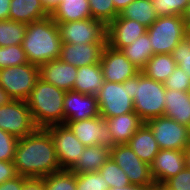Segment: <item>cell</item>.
Returning <instances> with one entry per match:
<instances>
[{"label":"cell","mask_w":190,"mask_h":190,"mask_svg":"<svg viewBox=\"0 0 190 190\" xmlns=\"http://www.w3.org/2000/svg\"><path fill=\"white\" fill-rule=\"evenodd\" d=\"M13 163L17 174L27 178H43L62 170L51 135L44 128L18 139Z\"/></svg>","instance_id":"cell-1"},{"label":"cell","mask_w":190,"mask_h":190,"mask_svg":"<svg viewBox=\"0 0 190 190\" xmlns=\"http://www.w3.org/2000/svg\"><path fill=\"white\" fill-rule=\"evenodd\" d=\"M61 44L58 24L49 15L27 24L26 34L21 45L27 61L40 66L59 59Z\"/></svg>","instance_id":"cell-2"},{"label":"cell","mask_w":190,"mask_h":190,"mask_svg":"<svg viewBox=\"0 0 190 190\" xmlns=\"http://www.w3.org/2000/svg\"><path fill=\"white\" fill-rule=\"evenodd\" d=\"M66 91L46 83L41 79L26 100L31 117L37 128H46L54 124H64V98Z\"/></svg>","instance_id":"cell-3"},{"label":"cell","mask_w":190,"mask_h":190,"mask_svg":"<svg viewBox=\"0 0 190 190\" xmlns=\"http://www.w3.org/2000/svg\"><path fill=\"white\" fill-rule=\"evenodd\" d=\"M129 97L133 100L134 111L146 123L164 115V83L146 77L141 71L128 79Z\"/></svg>","instance_id":"cell-4"},{"label":"cell","mask_w":190,"mask_h":190,"mask_svg":"<svg viewBox=\"0 0 190 190\" xmlns=\"http://www.w3.org/2000/svg\"><path fill=\"white\" fill-rule=\"evenodd\" d=\"M153 54H172L175 46L186 37L185 16H161L147 28Z\"/></svg>","instance_id":"cell-5"},{"label":"cell","mask_w":190,"mask_h":190,"mask_svg":"<svg viewBox=\"0 0 190 190\" xmlns=\"http://www.w3.org/2000/svg\"><path fill=\"white\" fill-rule=\"evenodd\" d=\"M39 79V66L31 63L0 69V87L13 100L26 101Z\"/></svg>","instance_id":"cell-6"},{"label":"cell","mask_w":190,"mask_h":190,"mask_svg":"<svg viewBox=\"0 0 190 190\" xmlns=\"http://www.w3.org/2000/svg\"><path fill=\"white\" fill-rule=\"evenodd\" d=\"M128 93V79L123 83L104 81L96 96L100 116L110 118L135 112Z\"/></svg>","instance_id":"cell-7"},{"label":"cell","mask_w":190,"mask_h":190,"mask_svg":"<svg viewBox=\"0 0 190 190\" xmlns=\"http://www.w3.org/2000/svg\"><path fill=\"white\" fill-rule=\"evenodd\" d=\"M110 157L125 172L130 184L150 189L155 186L150 165L143 162L128 144L115 145Z\"/></svg>","instance_id":"cell-8"},{"label":"cell","mask_w":190,"mask_h":190,"mask_svg":"<svg viewBox=\"0 0 190 190\" xmlns=\"http://www.w3.org/2000/svg\"><path fill=\"white\" fill-rule=\"evenodd\" d=\"M58 30L62 43H107V26L97 19L59 23Z\"/></svg>","instance_id":"cell-9"},{"label":"cell","mask_w":190,"mask_h":190,"mask_svg":"<svg viewBox=\"0 0 190 190\" xmlns=\"http://www.w3.org/2000/svg\"><path fill=\"white\" fill-rule=\"evenodd\" d=\"M146 124L152 130L160 149L184 151L190 145V128L165 116L150 119Z\"/></svg>","instance_id":"cell-10"},{"label":"cell","mask_w":190,"mask_h":190,"mask_svg":"<svg viewBox=\"0 0 190 190\" xmlns=\"http://www.w3.org/2000/svg\"><path fill=\"white\" fill-rule=\"evenodd\" d=\"M0 129L17 139L30 135L37 129L26 101L11 100L0 106Z\"/></svg>","instance_id":"cell-11"},{"label":"cell","mask_w":190,"mask_h":190,"mask_svg":"<svg viewBox=\"0 0 190 190\" xmlns=\"http://www.w3.org/2000/svg\"><path fill=\"white\" fill-rule=\"evenodd\" d=\"M44 129L51 135L61 169L69 170L81 157L86 146L66 124H54Z\"/></svg>","instance_id":"cell-12"},{"label":"cell","mask_w":190,"mask_h":190,"mask_svg":"<svg viewBox=\"0 0 190 190\" xmlns=\"http://www.w3.org/2000/svg\"><path fill=\"white\" fill-rule=\"evenodd\" d=\"M65 124L86 147L101 145L111 149L115 146L108 122L102 116L86 120L68 121Z\"/></svg>","instance_id":"cell-13"},{"label":"cell","mask_w":190,"mask_h":190,"mask_svg":"<svg viewBox=\"0 0 190 190\" xmlns=\"http://www.w3.org/2000/svg\"><path fill=\"white\" fill-rule=\"evenodd\" d=\"M104 81L123 83L137 75L140 70L122 53L106 45L101 57Z\"/></svg>","instance_id":"cell-14"},{"label":"cell","mask_w":190,"mask_h":190,"mask_svg":"<svg viewBox=\"0 0 190 190\" xmlns=\"http://www.w3.org/2000/svg\"><path fill=\"white\" fill-rule=\"evenodd\" d=\"M146 32L147 27L137 21L117 16L107 25V45L113 49L121 50Z\"/></svg>","instance_id":"cell-15"},{"label":"cell","mask_w":190,"mask_h":190,"mask_svg":"<svg viewBox=\"0 0 190 190\" xmlns=\"http://www.w3.org/2000/svg\"><path fill=\"white\" fill-rule=\"evenodd\" d=\"M150 167L155 185H162L186 167L184 151L160 149Z\"/></svg>","instance_id":"cell-16"},{"label":"cell","mask_w":190,"mask_h":190,"mask_svg":"<svg viewBox=\"0 0 190 190\" xmlns=\"http://www.w3.org/2000/svg\"><path fill=\"white\" fill-rule=\"evenodd\" d=\"M64 124L100 116L97 98L75 91H66L64 98Z\"/></svg>","instance_id":"cell-17"},{"label":"cell","mask_w":190,"mask_h":190,"mask_svg":"<svg viewBox=\"0 0 190 190\" xmlns=\"http://www.w3.org/2000/svg\"><path fill=\"white\" fill-rule=\"evenodd\" d=\"M107 43L70 44L62 43L59 59L75 67L100 63Z\"/></svg>","instance_id":"cell-18"},{"label":"cell","mask_w":190,"mask_h":190,"mask_svg":"<svg viewBox=\"0 0 190 190\" xmlns=\"http://www.w3.org/2000/svg\"><path fill=\"white\" fill-rule=\"evenodd\" d=\"M78 68L55 59L39 66V79L64 91L73 90Z\"/></svg>","instance_id":"cell-19"},{"label":"cell","mask_w":190,"mask_h":190,"mask_svg":"<svg viewBox=\"0 0 190 190\" xmlns=\"http://www.w3.org/2000/svg\"><path fill=\"white\" fill-rule=\"evenodd\" d=\"M163 116L190 128V92L166 89Z\"/></svg>","instance_id":"cell-20"},{"label":"cell","mask_w":190,"mask_h":190,"mask_svg":"<svg viewBox=\"0 0 190 190\" xmlns=\"http://www.w3.org/2000/svg\"><path fill=\"white\" fill-rule=\"evenodd\" d=\"M127 144L143 162L149 165L160 150L152 130L146 123H143Z\"/></svg>","instance_id":"cell-21"},{"label":"cell","mask_w":190,"mask_h":190,"mask_svg":"<svg viewBox=\"0 0 190 190\" xmlns=\"http://www.w3.org/2000/svg\"><path fill=\"white\" fill-rule=\"evenodd\" d=\"M115 145L127 144L135 132L143 125V121L136 112L105 118Z\"/></svg>","instance_id":"cell-22"},{"label":"cell","mask_w":190,"mask_h":190,"mask_svg":"<svg viewBox=\"0 0 190 190\" xmlns=\"http://www.w3.org/2000/svg\"><path fill=\"white\" fill-rule=\"evenodd\" d=\"M103 82L104 77L100 63L78 67L72 91L96 97Z\"/></svg>","instance_id":"cell-23"},{"label":"cell","mask_w":190,"mask_h":190,"mask_svg":"<svg viewBox=\"0 0 190 190\" xmlns=\"http://www.w3.org/2000/svg\"><path fill=\"white\" fill-rule=\"evenodd\" d=\"M49 15L41 0H11L10 2V20L30 24Z\"/></svg>","instance_id":"cell-24"},{"label":"cell","mask_w":190,"mask_h":190,"mask_svg":"<svg viewBox=\"0 0 190 190\" xmlns=\"http://www.w3.org/2000/svg\"><path fill=\"white\" fill-rule=\"evenodd\" d=\"M111 149L106 146L95 145L84 148L81 157L69 169L74 173L97 172L100 167L110 158Z\"/></svg>","instance_id":"cell-25"},{"label":"cell","mask_w":190,"mask_h":190,"mask_svg":"<svg viewBox=\"0 0 190 190\" xmlns=\"http://www.w3.org/2000/svg\"><path fill=\"white\" fill-rule=\"evenodd\" d=\"M50 16L57 24L92 18L88 0H61Z\"/></svg>","instance_id":"cell-26"},{"label":"cell","mask_w":190,"mask_h":190,"mask_svg":"<svg viewBox=\"0 0 190 190\" xmlns=\"http://www.w3.org/2000/svg\"><path fill=\"white\" fill-rule=\"evenodd\" d=\"M177 67L172 54H154L141 72L148 78L164 83Z\"/></svg>","instance_id":"cell-27"},{"label":"cell","mask_w":190,"mask_h":190,"mask_svg":"<svg viewBox=\"0 0 190 190\" xmlns=\"http://www.w3.org/2000/svg\"><path fill=\"white\" fill-rule=\"evenodd\" d=\"M119 17L135 20L149 28L158 18L151 0H134L120 11Z\"/></svg>","instance_id":"cell-28"},{"label":"cell","mask_w":190,"mask_h":190,"mask_svg":"<svg viewBox=\"0 0 190 190\" xmlns=\"http://www.w3.org/2000/svg\"><path fill=\"white\" fill-rule=\"evenodd\" d=\"M121 51L140 71L154 55L147 32L130 45L122 48Z\"/></svg>","instance_id":"cell-29"},{"label":"cell","mask_w":190,"mask_h":190,"mask_svg":"<svg viewBox=\"0 0 190 190\" xmlns=\"http://www.w3.org/2000/svg\"><path fill=\"white\" fill-rule=\"evenodd\" d=\"M27 24L13 20H0V47L21 45L26 34Z\"/></svg>","instance_id":"cell-30"},{"label":"cell","mask_w":190,"mask_h":190,"mask_svg":"<svg viewBox=\"0 0 190 190\" xmlns=\"http://www.w3.org/2000/svg\"><path fill=\"white\" fill-rule=\"evenodd\" d=\"M45 190H76V174L61 170L43 177Z\"/></svg>","instance_id":"cell-31"},{"label":"cell","mask_w":190,"mask_h":190,"mask_svg":"<svg viewBox=\"0 0 190 190\" xmlns=\"http://www.w3.org/2000/svg\"><path fill=\"white\" fill-rule=\"evenodd\" d=\"M99 173L108 183L109 188L125 187L130 185L125 172L110 157L99 169Z\"/></svg>","instance_id":"cell-32"},{"label":"cell","mask_w":190,"mask_h":190,"mask_svg":"<svg viewBox=\"0 0 190 190\" xmlns=\"http://www.w3.org/2000/svg\"><path fill=\"white\" fill-rule=\"evenodd\" d=\"M88 1L92 18L100 20L106 26L119 15V12L115 9L113 0Z\"/></svg>","instance_id":"cell-33"},{"label":"cell","mask_w":190,"mask_h":190,"mask_svg":"<svg viewBox=\"0 0 190 190\" xmlns=\"http://www.w3.org/2000/svg\"><path fill=\"white\" fill-rule=\"evenodd\" d=\"M190 0H151L158 17L185 16Z\"/></svg>","instance_id":"cell-34"},{"label":"cell","mask_w":190,"mask_h":190,"mask_svg":"<svg viewBox=\"0 0 190 190\" xmlns=\"http://www.w3.org/2000/svg\"><path fill=\"white\" fill-rule=\"evenodd\" d=\"M76 174V190H108L109 185L99 173H75Z\"/></svg>","instance_id":"cell-35"},{"label":"cell","mask_w":190,"mask_h":190,"mask_svg":"<svg viewBox=\"0 0 190 190\" xmlns=\"http://www.w3.org/2000/svg\"><path fill=\"white\" fill-rule=\"evenodd\" d=\"M28 63L22 45L0 47V69Z\"/></svg>","instance_id":"cell-36"},{"label":"cell","mask_w":190,"mask_h":190,"mask_svg":"<svg viewBox=\"0 0 190 190\" xmlns=\"http://www.w3.org/2000/svg\"><path fill=\"white\" fill-rule=\"evenodd\" d=\"M172 56L177 66L190 77V39H182L173 49Z\"/></svg>","instance_id":"cell-37"},{"label":"cell","mask_w":190,"mask_h":190,"mask_svg":"<svg viewBox=\"0 0 190 190\" xmlns=\"http://www.w3.org/2000/svg\"><path fill=\"white\" fill-rule=\"evenodd\" d=\"M166 89L190 92V77L179 66L164 82Z\"/></svg>","instance_id":"cell-38"},{"label":"cell","mask_w":190,"mask_h":190,"mask_svg":"<svg viewBox=\"0 0 190 190\" xmlns=\"http://www.w3.org/2000/svg\"><path fill=\"white\" fill-rule=\"evenodd\" d=\"M18 139L0 129V161H13Z\"/></svg>","instance_id":"cell-39"},{"label":"cell","mask_w":190,"mask_h":190,"mask_svg":"<svg viewBox=\"0 0 190 190\" xmlns=\"http://www.w3.org/2000/svg\"><path fill=\"white\" fill-rule=\"evenodd\" d=\"M161 186L166 190H190V168L185 167L177 175L166 180Z\"/></svg>","instance_id":"cell-40"},{"label":"cell","mask_w":190,"mask_h":190,"mask_svg":"<svg viewBox=\"0 0 190 190\" xmlns=\"http://www.w3.org/2000/svg\"><path fill=\"white\" fill-rule=\"evenodd\" d=\"M18 176L13 161H0V184Z\"/></svg>","instance_id":"cell-41"},{"label":"cell","mask_w":190,"mask_h":190,"mask_svg":"<svg viewBox=\"0 0 190 190\" xmlns=\"http://www.w3.org/2000/svg\"><path fill=\"white\" fill-rule=\"evenodd\" d=\"M24 182L25 177L18 175L11 180L1 183L0 190H22Z\"/></svg>","instance_id":"cell-42"},{"label":"cell","mask_w":190,"mask_h":190,"mask_svg":"<svg viewBox=\"0 0 190 190\" xmlns=\"http://www.w3.org/2000/svg\"><path fill=\"white\" fill-rule=\"evenodd\" d=\"M22 190H45L43 178L25 177Z\"/></svg>","instance_id":"cell-43"},{"label":"cell","mask_w":190,"mask_h":190,"mask_svg":"<svg viewBox=\"0 0 190 190\" xmlns=\"http://www.w3.org/2000/svg\"><path fill=\"white\" fill-rule=\"evenodd\" d=\"M11 0H0V20H8Z\"/></svg>","instance_id":"cell-44"},{"label":"cell","mask_w":190,"mask_h":190,"mask_svg":"<svg viewBox=\"0 0 190 190\" xmlns=\"http://www.w3.org/2000/svg\"><path fill=\"white\" fill-rule=\"evenodd\" d=\"M60 2L61 0H41L43 7L49 14L54 11V9L59 5Z\"/></svg>","instance_id":"cell-45"},{"label":"cell","mask_w":190,"mask_h":190,"mask_svg":"<svg viewBox=\"0 0 190 190\" xmlns=\"http://www.w3.org/2000/svg\"><path fill=\"white\" fill-rule=\"evenodd\" d=\"M108 190H151V189L147 188V187L140 186V185L130 184V185L125 186V187L109 188Z\"/></svg>","instance_id":"cell-46"},{"label":"cell","mask_w":190,"mask_h":190,"mask_svg":"<svg viewBox=\"0 0 190 190\" xmlns=\"http://www.w3.org/2000/svg\"><path fill=\"white\" fill-rule=\"evenodd\" d=\"M134 0H113L115 9L120 13L124 8L127 7Z\"/></svg>","instance_id":"cell-47"},{"label":"cell","mask_w":190,"mask_h":190,"mask_svg":"<svg viewBox=\"0 0 190 190\" xmlns=\"http://www.w3.org/2000/svg\"><path fill=\"white\" fill-rule=\"evenodd\" d=\"M11 100H13L10 95L0 87V106L4 104H8Z\"/></svg>","instance_id":"cell-48"},{"label":"cell","mask_w":190,"mask_h":190,"mask_svg":"<svg viewBox=\"0 0 190 190\" xmlns=\"http://www.w3.org/2000/svg\"><path fill=\"white\" fill-rule=\"evenodd\" d=\"M186 37L190 39V1L185 14Z\"/></svg>","instance_id":"cell-49"},{"label":"cell","mask_w":190,"mask_h":190,"mask_svg":"<svg viewBox=\"0 0 190 190\" xmlns=\"http://www.w3.org/2000/svg\"><path fill=\"white\" fill-rule=\"evenodd\" d=\"M186 167L190 168V145L184 150Z\"/></svg>","instance_id":"cell-50"},{"label":"cell","mask_w":190,"mask_h":190,"mask_svg":"<svg viewBox=\"0 0 190 190\" xmlns=\"http://www.w3.org/2000/svg\"><path fill=\"white\" fill-rule=\"evenodd\" d=\"M151 190H166L161 185H155Z\"/></svg>","instance_id":"cell-51"}]
</instances>
